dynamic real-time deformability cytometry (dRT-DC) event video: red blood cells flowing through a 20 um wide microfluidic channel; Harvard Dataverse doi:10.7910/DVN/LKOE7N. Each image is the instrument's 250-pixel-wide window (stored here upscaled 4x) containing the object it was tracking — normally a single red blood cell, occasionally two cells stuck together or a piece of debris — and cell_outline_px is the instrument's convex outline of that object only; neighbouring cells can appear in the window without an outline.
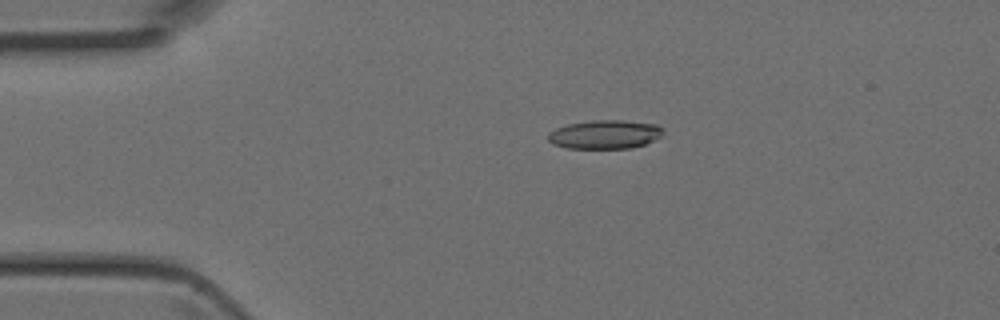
{"species": "Egyptian fruit bat (a non-hibernating species)", "species_latin": "Rousettus aegyptiacus", "temperature_condition": "room temperature", "stored_images_in_passage": 3, "camera_frame_rate_fps": 3000, "um_per_image_px": 0.085, "animal": {"sex": "female"}, "frame": {"image": 1, "passage_image": 1, "time_ms": 0.0, "image_size_px": [1000, 320], "cell_outline_px": [[664, 132], [660, 136], [644, 144], [632, 148], [568, 148], [552, 144], [548, 140], [548, 132], [556, 128], [568, 124], [592, 120], [620, 120], [656, 124], [664, 128]], "centroid_in_image_um": [51.4, 11.42], "position_along_channel_um": 33.6, "area_um2": 19.25}}